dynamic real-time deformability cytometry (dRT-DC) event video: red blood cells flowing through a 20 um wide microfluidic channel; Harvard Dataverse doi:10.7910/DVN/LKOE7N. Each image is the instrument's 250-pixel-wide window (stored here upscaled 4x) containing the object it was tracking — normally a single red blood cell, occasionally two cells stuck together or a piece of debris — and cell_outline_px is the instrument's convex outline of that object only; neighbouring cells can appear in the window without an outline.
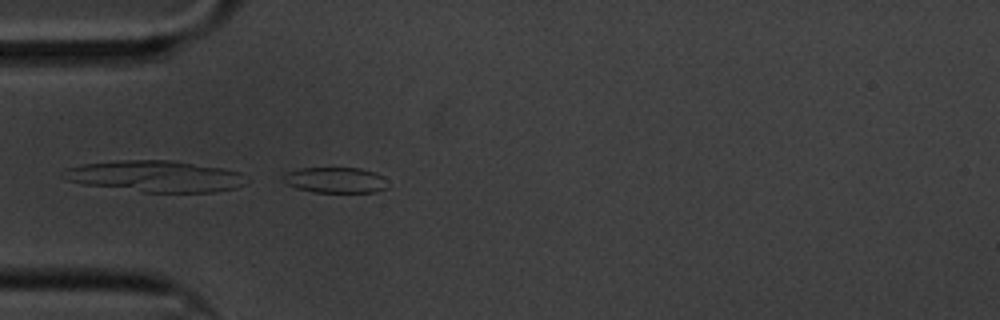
{"species": "common noctule bat (a hibernating species)", "species_latin": "Nyctalus noctula", "temperature_condition": "cold", "stored_images_in_passage": 9, "camera_frame_rate_fps": 3000, "um_per_image_px": 0.085, "animal": {"sex": "male", "body_mass_g": 20.1, "forearm_length_mm": 53.5}, "frame": {"image": 1, "passage_image": 9, "time_ms": 2.667, "image_size_px": [1000, 320], "cell_outline_px": [[388, 188], [376, 192], [312, 192], [288, 184], [280, 180], [280, 176], [288, 172], [300, 168], [360, 168], [376, 172], [384, 176]], "centroid_in_image_um": [28.53, 15.3], "position_along_channel_um": 56.5, "area_um2": 15.78}}